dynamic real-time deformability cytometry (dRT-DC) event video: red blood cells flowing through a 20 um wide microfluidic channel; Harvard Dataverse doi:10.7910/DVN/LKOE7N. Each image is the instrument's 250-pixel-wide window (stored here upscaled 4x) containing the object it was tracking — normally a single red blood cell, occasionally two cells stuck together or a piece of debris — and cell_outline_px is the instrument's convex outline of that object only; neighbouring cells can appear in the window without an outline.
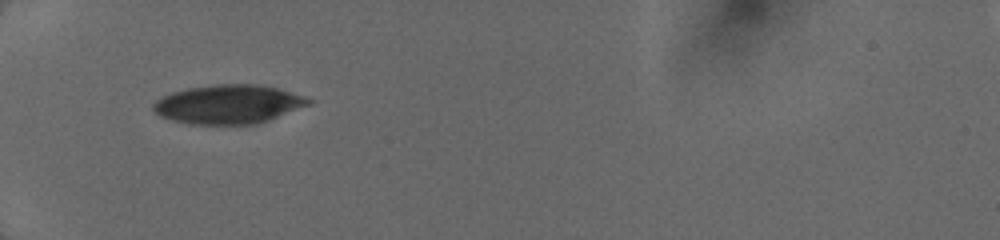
{"species": "human", "species_latin": "Homo sapiens", "temperature_condition": "cold", "stored_images_in_passage": 2, "camera_frame_rate_fps": 3000, "um_per_image_px": 0.085, "donor": {"sex": "female"}, "frame": {"image": 1, "passage_image": 1, "time_ms": 0.0, "image_size_px": [1000, 240], "cell_outline_px": [[312, 104], [268, 120], [256, 124], [188, 124], [172, 120], [160, 116], [152, 108], [152, 104], [156, 100], [172, 92], [188, 88], [216, 84], [256, 84], [276, 88], [304, 96], [312, 100]], "centroid_in_image_um": [19.41, 8.86], "position_along_channel_um": 65.6, "area_um2": 35.08}}